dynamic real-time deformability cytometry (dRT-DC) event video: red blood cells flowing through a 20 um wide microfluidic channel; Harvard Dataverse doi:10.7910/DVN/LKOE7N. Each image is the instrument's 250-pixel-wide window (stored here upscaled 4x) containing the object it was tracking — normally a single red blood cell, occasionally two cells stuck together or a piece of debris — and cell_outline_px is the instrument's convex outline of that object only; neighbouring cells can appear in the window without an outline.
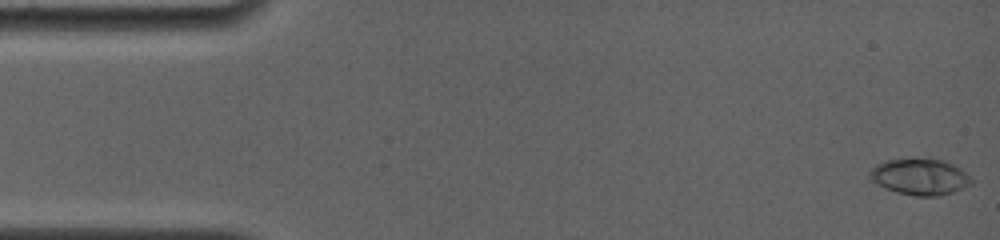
{"species": "common noctule bat (a hibernating species)", "species_latin": "Nyctalus noctula", "temperature_condition": "room temperature", "stored_images_in_passage": 41, "camera_frame_rate_fps": 4000, "um_per_image_px": 0.085, "animal": {"sex": "female", "body_mass_g": 19.0, "forearm_length_mm": 56.7}, "frame": {"image": 1, "passage_image": 1, "time_ms": 0.0, "image_size_px": [1000, 240], "cell_outline_px": [[972, 184], [952, 192], [940, 196], [916, 196], [896, 192], [884, 188], [872, 180], [868, 176], [872, 168], [876, 164], [888, 160], [944, 160], [952, 164], [964, 172], [972, 180]], "centroid_in_image_um": [78.17, 15.06], "position_along_channel_um": 6.8, "area_um2": 20.92}}
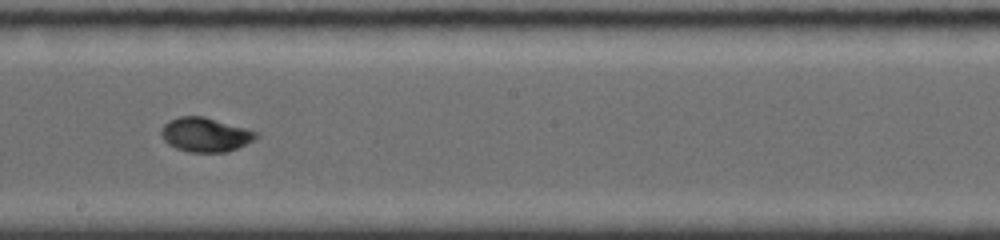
{"frame": {"image": 2, "passage_image": 23, "time_ms": 9.25, "image_size_px": [1000, 240], "cell_outline_px": [[260, 136], [228, 152], [188, 152], [176, 148], [168, 144], [160, 136], [160, 132], [164, 124], [168, 120], [180, 116], [204, 116], [260, 132]], "centroid_in_image_um": [17.44, 11.44], "position_along_channel_um": 230.8, "area_um2": 19.02}}
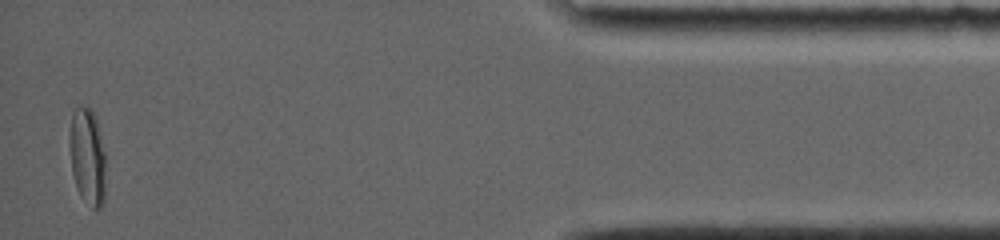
{"frame": {"image": 3, "passage_image": 40, "time_ms": 16.0, "image_size_px": [1000, 240], "cell_outline_px": [[104, 204], [100, 208], [92, 208], [80, 196], [72, 172], [68, 144], [68, 136], [72, 112], [76, 108], [92, 108], [96, 116], [104, 152]], "centroid_in_image_um": [7.41, 13.29], "position_along_channel_um": 427.8, "area_um2": 20.46}, "authors_computed_cell_mechanics": {"area_um2": 19.0162, "velocity_mm_per_s": 3.7895, "shape_relaxation_time_tau1_ms": 5.2905, "shape_relaxation_time_tau2_ms": null, "deformation_change_tau1": 0.2147, "deformation_change_tau2": null}}